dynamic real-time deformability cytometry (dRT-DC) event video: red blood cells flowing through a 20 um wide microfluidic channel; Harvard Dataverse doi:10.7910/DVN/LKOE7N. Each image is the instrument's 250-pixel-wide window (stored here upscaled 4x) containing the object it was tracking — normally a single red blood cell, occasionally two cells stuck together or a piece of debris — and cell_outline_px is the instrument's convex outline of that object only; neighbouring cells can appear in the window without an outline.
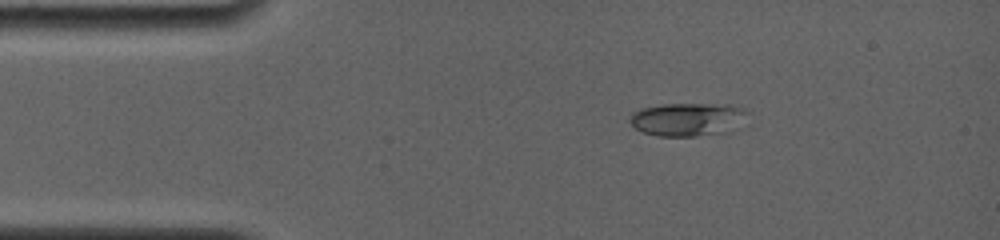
{"species": "common noctule bat (a hibernating species)", "species_latin": "Nyctalus noctula", "temperature_condition": "room temperature", "stored_images_in_passage": 35, "camera_frame_rate_fps": 4000, "um_per_image_px": 0.085, "animal": {"sex": "female", "body_mass_g": 19.0, "forearm_length_mm": 56.7}, "frame": {"image": 1, "passage_image": 1, "time_ms": 0.0, "image_size_px": [1000, 240], "cell_outline_px": [[740, 108], [736, 128], [732, 132], [696, 136], [656, 136], [644, 132], [636, 128], [628, 120], [640, 108], [660, 104], [732, 104]], "centroid_in_image_um": [58.34, 10.15], "position_along_channel_um": 26.7, "area_um2": 22.2}}
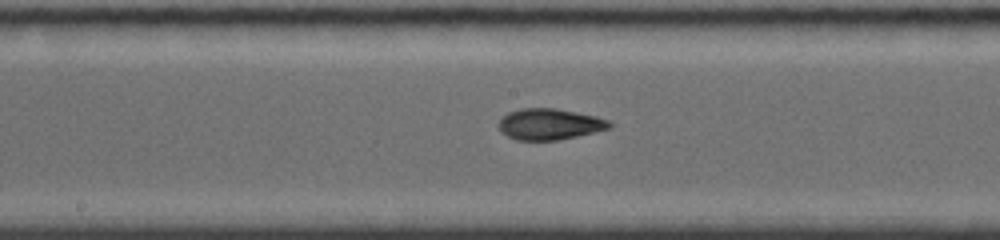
{"frame": {"image": 2, "passage_image": 15, "time_ms": 5.75, "image_size_px": [1000, 240], "cell_outline_px": [[612, 128], [576, 136], [556, 140], [516, 140], [500, 132], [500, 120], [508, 112], [520, 108], [556, 108], [596, 116], [608, 120], [612, 124]], "centroid_in_image_um": [46.72, 10.55], "position_along_channel_um": 201.5, "area_um2": 20.0}}
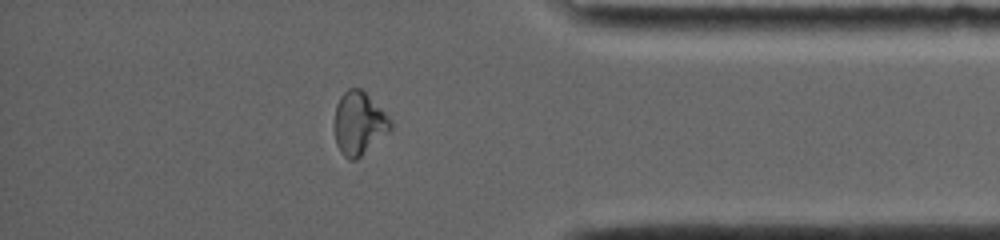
{"frame": {"image": 3, "passage_image": 29, "time_ms": 11.25, "image_size_px": [1000, 240], "cell_outline_px": [[392, 128], [356, 160], [352, 160], [344, 156], [340, 152], [336, 144], [336, 104], [340, 96], [348, 88], [360, 88], [392, 120]], "centroid_in_image_um": [30.51, 10.48], "position_along_channel_um": 404.7, "area_um2": 20.06}, "authors_computed_cell_mechanics": {"area_um2": 19.941, "velocity_mm_per_s": 3.8785, "shape_relaxation_time_tau1_ms": 7.8034, "shape_relaxation_time_tau2_ms": 1.474, "deformation_change_tau1": 0.215, "deformation_change_tau2": 0.0482}}